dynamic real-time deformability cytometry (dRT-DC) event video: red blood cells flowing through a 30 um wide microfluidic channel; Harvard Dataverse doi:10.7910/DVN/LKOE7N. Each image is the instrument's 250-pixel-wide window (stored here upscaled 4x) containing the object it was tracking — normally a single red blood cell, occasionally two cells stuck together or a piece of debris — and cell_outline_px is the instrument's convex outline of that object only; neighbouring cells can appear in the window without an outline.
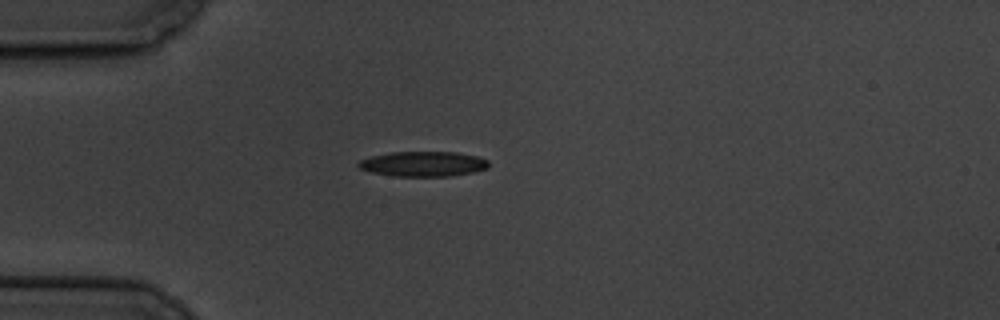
{"species": "common noctule bat (a hibernating species)", "species_latin": "Nyctalus noctula", "temperature_condition": "cold", "stored_images_in_passage": 9, "camera_frame_rate_fps": 3000, "um_per_image_px": 0.085, "animal": {"sex": "male", "body_mass_g": 19.5, "forearm_length_mm": 54.6}, "frame": {"image": 1, "passage_image": 3, "time_ms": 2.333, "image_size_px": [1000, 320], "cell_outline_px": [[488, 168], [472, 172], [452, 176], [392, 176], [372, 172], [360, 168], [356, 164], [360, 160], [372, 156], [392, 152], [456, 152], [480, 156], [488, 160]], "centroid_in_image_um": [36.0, 13.93], "position_along_channel_um": 49.0, "area_um2": 19.02}}
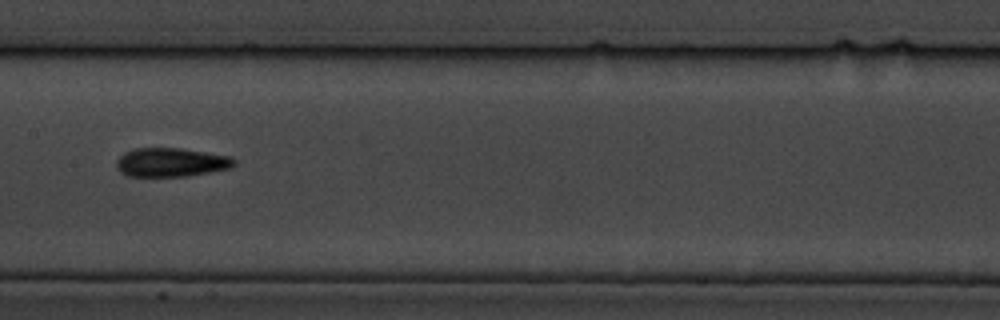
{"frame": {"image": 2, "passage_image": 7, "time_ms": 7.0, "image_size_px": [1000, 320], "cell_outline_px": [[236, 164], [232, 168], [188, 176], [128, 176], [120, 172], [116, 168], [116, 160], [124, 152], [132, 148], [176, 148], [232, 156], [236, 160]], "centroid_in_image_um": [14.54, 13.8], "position_along_channel_um": 192.9, "area_um2": 19.94}}
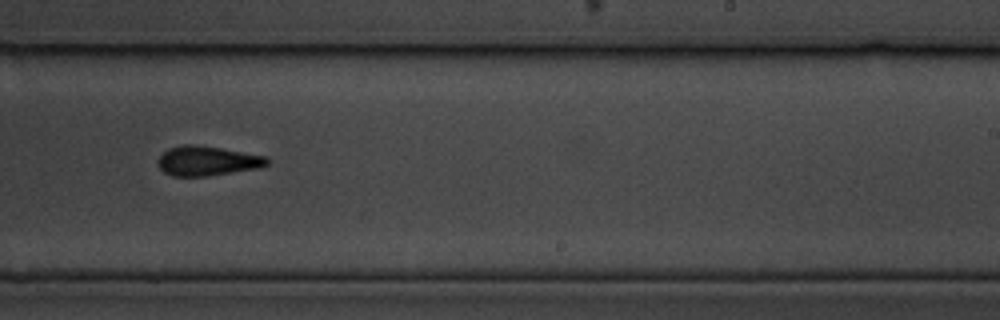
{"frame": {"image": 3, "passage_image": 9, "time_ms": 9.333, "image_size_px": [1000, 320], "cell_outline_px": [[272, 160], [268, 164], [260, 168], [208, 176], [172, 176], [164, 172], [156, 164], [156, 160], [168, 148], [180, 144], [196, 144], [268, 156]], "centroid_in_image_um": [17.63, 13.67], "position_along_channel_um": 271.4, "area_um2": 19.19}}